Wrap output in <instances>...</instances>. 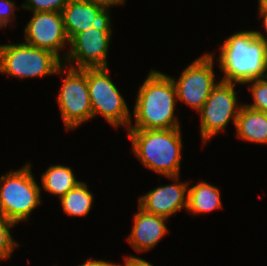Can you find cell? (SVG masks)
<instances>
[{
    "label": "cell",
    "instance_id": "obj_22",
    "mask_svg": "<svg viewBox=\"0 0 267 266\" xmlns=\"http://www.w3.org/2000/svg\"><path fill=\"white\" fill-rule=\"evenodd\" d=\"M16 5L11 0H0V28L8 26L11 17L15 18Z\"/></svg>",
    "mask_w": 267,
    "mask_h": 266
},
{
    "label": "cell",
    "instance_id": "obj_1",
    "mask_svg": "<svg viewBox=\"0 0 267 266\" xmlns=\"http://www.w3.org/2000/svg\"><path fill=\"white\" fill-rule=\"evenodd\" d=\"M259 31H240L220 46L222 81L244 84L267 77V37Z\"/></svg>",
    "mask_w": 267,
    "mask_h": 266
},
{
    "label": "cell",
    "instance_id": "obj_27",
    "mask_svg": "<svg viewBox=\"0 0 267 266\" xmlns=\"http://www.w3.org/2000/svg\"><path fill=\"white\" fill-rule=\"evenodd\" d=\"M109 3L125 4V0H106Z\"/></svg>",
    "mask_w": 267,
    "mask_h": 266
},
{
    "label": "cell",
    "instance_id": "obj_4",
    "mask_svg": "<svg viewBox=\"0 0 267 266\" xmlns=\"http://www.w3.org/2000/svg\"><path fill=\"white\" fill-rule=\"evenodd\" d=\"M41 187L27 163L0 178V213L16 224L27 221L31 212L41 204Z\"/></svg>",
    "mask_w": 267,
    "mask_h": 266
},
{
    "label": "cell",
    "instance_id": "obj_25",
    "mask_svg": "<svg viewBox=\"0 0 267 266\" xmlns=\"http://www.w3.org/2000/svg\"><path fill=\"white\" fill-rule=\"evenodd\" d=\"M258 14L260 18H263V27L267 33V8H258Z\"/></svg>",
    "mask_w": 267,
    "mask_h": 266
},
{
    "label": "cell",
    "instance_id": "obj_10",
    "mask_svg": "<svg viewBox=\"0 0 267 266\" xmlns=\"http://www.w3.org/2000/svg\"><path fill=\"white\" fill-rule=\"evenodd\" d=\"M111 35L112 30L94 27L77 33L70 40L68 53L63 55L64 65L74 69L108 68L107 53Z\"/></svg>",
    "mask_w": 267,
    "mask_h": 266
},
{
    "label": "cell",
    "instance_id": "obj_12",
    "mask_svg": "<svg viewBox=\"0 0 267 266\" xmlns=\"http://www.w3.org/2000/svg\"><path fill=\"white\" fill-rule=\"evenodd\" d=\"M26 44L50 51L61 60V52L70 40L65 31L62 12H34L25 29Z\"/></svg>",
    "mask_w": 267,
    "mask_h": 266
},
{
    "label": "cell",
    "instance_id": "obj_5",
    "mask_svg": "<svg viewBox=\"0 0 267 266\" xmlns=\"http://www.w3.org/2000/svg\"><path fill=\"white\" fill-rule=\"evenodd\" d=\"M65 65L54 53L24 42L0 45V73L15 78H35L64 73Z\"/></svg>",
    "mask_w": 267,
    "mask_h": 266
},
{
    "label": "cell",
    "instance_id": "obj_18",
    "mask_svg": "<svg viewBox=\"0 0 267 266\" xmlns=\"http://www.w3.org/2000/svg\"><path fill=\"white\" fill-rule=\"evenodd\" d=\"M93 194L85 182L81 181L68 191L61 199L63 212L69 216H87L93 204Z\"/></svg>",
    "mask_w": 267,
    "mask_h": 266
},
{
    "label": "cell",
    "instance_id": "obj_15",
    "mask_svg": "<svg viewBox=\"0 0 267 266\" xmlns=\"http://www.w3.org/2000/svg\"><path fill=\"white\" fill-rule=\"evenodd\" d=\"M237 137L255 144H267V113L241 105L236 120Z\"/></svg>",
    "mask_w": 267,
    "mask_h": 266
},
{
    "label": "cell",
    "instance_id": "obj_20",
    "mask_svg": "<svg viewBox=\"0 0 267 266\" xmlns=\"http://www.w3.org/2000/svg\"><path fill=\"white\" fill-rule=\"evenodd\" d=\"M245 84H250L248 87L252 92L254 101L245 105L253 110L267 113V77L248 81Z\"/></svg>",
    "mask_w": 267,
    "mask_h": 266
},
{
    "label": "cell",
    "instance_id": "obj_3",
    "mask_svg": "<svg viewBox=\"0 0 267 266\" xmlns=\"http://www.w3.org/2000/svg\"><path fill=\"white\" fill-rule=\"evenodd\" d=\"M134 155L142 164L165 177L179 176L182 155L181 128L128 129Z\"/></svg>",
    "mask_w": 267,
    "mask_h": 266
},
{
    "label": "cell",
    "instance_id": "obj_7",
    "mask_svg": "<svg viewBox=\"0 0 267 266\" xmlns=\"http://www.w3.org/2000/svg\"><path fill=\"white\" fill-rule=\"evenodd\" d=\"M241 106L238 105L235 83L220 80L212 89L200 114V135L206 144L213 136L224 131L230 119L234 125Z\"/></svg>",
    "mask_w": 267,
    "mask_h": 266
},
{
    "label": "cell",
    "instance_id": "obj_21",
    "mask_svg": "<svg viewBox=\"0 0 267 266\" xmlns=\"http://www.w3.org/2000/svg\"><path fill=\"white\" fill-rule=\"evenodd\" d=\"M68 0H26L21 6L34 12H62Z\"/></svg>",
    "mask_w": 267,
    "mask_h": 266
},
{
    "label": "cell",
    "instance_id": "obj_6",
    "mask_svg": "<svg viewBox=\"0 0 267 266\" xmlns=\"http://www.w3.org/2000/svg\"><path fill=\"white\" fill-rule=\"evenodd\" d=\"M87 83L92 108V118L100 114L106 121L118 128L128 130L131 113L126 101L112 82L108 68H87Z\"/></svg>",
    "mask_w": 267,
    "mask_h": 266
},
{
    "label": "cell",
    "instance_id": "obj_16",
    "mask_svg": "<svg viewBox=\"0 0 267 266\" xmlns=\"http://www.w3.org/2000/svg\"><path fill=\"white\" fill-rule=\"evenodd\" d=\"M221 207L222 202L218 187L205 181L188 187L187 212L196 216L200 213H210Z\"/></svg>",
    "mask_w": 267,
    "mask_h": 266
},
{
    "label": "cell",
    "instance_id": "obj_11",
    "mask_svg": "<svg viewBox=\"0 0 267 266\" xmlns=\"http://www.w3.org/2000/svg\"><path fill=\"white\" fill-rule=\"evenodd\" d=\"M113 5L119 4L106 0H68L62 15L69 40L90 27L112 30L109 9Z\"/></svg>",
    "mask_w": 267,
    "mask_h": 266
},
{
    "label": "cell",
    "instance_id": "obj_23",
    "mask_svg": "<svg viewBox=\"0 0 267 266\" xmlns=\"http://www.w3.org/2000/svg\"><path fill=\"white\" fill-rule=\"evenodd\" d=\"M117 266H122V265L117 264ZM124 266H153V265L150 264L148 261L143 260L142 258L130 255L129 257L125 256Z\"/></svg>",
    "mask_w": 267,
    "mask_h": 266
},
{
    "label": "cell",
    "instance_id": "obj_13",
    "mask_svg": "<svg viewBox=\"0 0 267 266\" xmlns=\"http://www.w3.org/2000/svg\"><path fill=\"white\" fill-rule=\"evenodd\" d=\"M176 183L150 190L138 200V206L148 213L169 218L182 208L187 210L188 182H179V176L168 177Z\"/></svg>",
    "mask_w": 267,
    "mask_h": 266
},
{
    "label": "cell",
    "instance_id": "obj_8",
    "mask_svg": "<svg viewBox=\"0 0 267 266\" xmlns=\"http://www.w3.org/2000/svg\"><path fill=\"white\" fill-rule=\"evenodd\" d=\"M66 77L57 95V101L61 111L65 129L73 130L82 125L83 122L92 119V108L90 103L87 68H68Z\"/></svg>",
    "mask_w": 267,
    "mask_h": 266
},
{
    "label": "cell",
    "instance_id": "obj_2",
    "mask_svg": "<svg viewBox=\"0 0 267 266\" xmlns=\"http://www.w3.org/2000/svg\"><path fill=\"white\" fill-rule=\"evenodd\" d=\"M178 101L171 76L151 69L138 89L134 106L135 124L128 129H175L181 128L175 117Z\"/></svg>",
    "mask_w": 267,
    "mask_h": 266
},
{
    "label": "cell",
    "instance_id": "obj_17",
    "mask_svg": "<svg viewBox=\"0 0 267 266\" xmlns=\"http://www.w3.org/2000/svg\"><path fill=\"white\" fill-rule=\"evenodd\" d=\"M42 189L59 196L61 199L68 191L76 187L81 181H77L75 174L69 166L52 165L41 176Z\"/></svg>",
    "mask_w": 267,
    "mask_h": 266
},
{
    "label": "cell",
    "instance_id": "obj_9",
    "mask_svg": "<svg viewBox=\"0 0 267 266\" xmlns=\"http://www.w3.org/2000/svg\"><path fill=\"white\" fill-rule=\"evenodd\" d=\"M213 54L204 53L188 65L179 79L173 78L177 99L197 112L203 107L215 83Z\"/></svg>",
    "mask_w": 267,
    "mask_h": 266
},
{
    "label": "cell",
    "instance_id": "obj_14",
    "mask_svg": "<svg viewBox=\"0 0 267 266\" xmlns=\"http://www.w3.org/2000/svg\"><path fill=\"white\" fill-rule=\"evenodd\" d=\"M128 241L137 252L148 251L168 233L165 221L168 218L146 212L138 206Z\"/></svg>",
    "mask_w": 267,
    "mask_h": 266
},
{
    "label": "cell",
    "instance_id": "obj_19",
    "mask_svg": "<svg viewBox=\"0 0 267 266\" xmlns=\"http://www.w3.org/2000/svg\"><path fill=\"white\" fill-rule=\"evenodd\" d=\"M16 223L5 218L0 213V259L10 258L15 248L18 247L17 241H14L10 229L15 227Z\"/></svg>",
    "mask_w": 267,
    "mask_h": 266
},
{
    "label": "cell",
    "instance_id": "obj_24",
    "mask_svg": "<svg viewBox=\"0 0 267 266\" xmlns=\"http://www.w3.org/2000/svg\"><path fill=\"white\" fill-rule=\"evenodd\" d=\"M78 266H117V263L115 264L106 260H93L89 258L85 263Z\"/></svg>",
    "mask_w": 267,
    "mask_h": 266
},
{
    "label": "cell",
    "instance_id": "obj_26",
    "mask_svg": "<svg viewBox=\"0 0 267 266\" xmlns=\"http://www.w3.org/2000/svg\"><path fill=\"white\" fill-rule=\"evenodd\" d=\"M258 8H267V0H258Z\"/></svg>",
    "mask_w": 267,
    "mask_h": 266
}]
</instances>
